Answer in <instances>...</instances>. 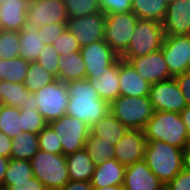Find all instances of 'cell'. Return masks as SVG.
Instances as JSON below:
<instances>
[{"label":"cell","mask_w":190,"mask_h":190,"mask_svg":"<svg viewBox=\"0 0 190 190\" xmlns=\"http://www.w3.org/2000/svg\"><path fill=\"white\" fill-rule=\"evenodd\" d=\"M69 100L66 114L90 127L110 112V104L100 98L88 79L66 83Z\"/></svg>","instance_id":"cell-1"},{"label":"cell","mask_w":190,"mask_h":190,"mask_svg":"<svg viewBox=\"0 0 190 190\" xmlns=\"http://www.w3.org/2000/svg\"><path fill=\"white\" fill-rule=\"evenodd\" d=\"M144 160L150 170L167 185L184 168L183 149L156 139H146Z\"/></svg>","instance_id":"cell-2"},{"label":"cell","mask_w":190,"mask_h":190,"mask_svg":"<svg viewBox=\"0 0 190 190\" xmlns=\"http://www.w3.org/2000/svg\"><path fill=\"white\" fill-rule=\"evenodd\" d=\"M146 139H156L185 150L190 142V135L180 113L154 111L143 129Z\"/></svg>","instance_id":"cell-3"},{"label":"cell","mask_w":190,"mask_h":190,"mask_svg":"<svg viewBox=\"0 0 190 190\" xmlns=\"http://www.w3.org/2000/svg\"><path fill=\"white\" fill-rule=\"evenodd\" d=\"M33 176L46 190H61L68 182L66 155L40 150L30 159Z\"/></svg>","instance_id":"cell-4"},{"label":"cell","mask_w":190,"mask_h":190,"mask_svg":"<svg viewBox=\"0 0 190 190\" xmlns=\"http://www.w3.org/2000/svg\"><path fill=\"white\" fill-rule=\"evenodd\" d=\"M110 112L128 129L143 130L154 110L149 96L120 95L110 104Z\"/></svg>","instance_id":"cell-5"},{"label":"cell","mask_w":190,"mask_h":190,"mask_svg":"<svg viewBox=\"0 0 190 190\" xmlns=\"http://www.w3.org/2000/svg\"><path fill=\"white\" fill-rule=\"evenodd\" d=\"M164 36L162 23L139 19L129 46L120 57L132 59L160 50Z\"/></svg>","instance_id":"cell-6"},{"label":"cell","mask_w":190,"mask_h":190,"mask_svg":"<svg viewBox=\"0 0 190 190\" xmlns=\"http://www.w3.org/2000/svg\"><path fill=\"white\" fill-rule=\"evenodd\" d=\"M32 94L33 105L47 123L66 114L69 100L66 83L56 79Z\"/></svg>","instance_id":"cell-7"},{"label":"cell","mask_w":190,"mask_h":190,"mask_svg":"<svg viewBox=\"0 0 190 190\" xmlns=\"http://www.w3.org/2000/svg\"><path fill=\"white\" fill-rule=\"evenodd\" d=\"M105 42L120 57L128 48L139 18L131 11L105 15Z\"/></svg>","instance_id":"cell-8"},{"label":"cell","mask_w":190,"mask_h":190,"mask_svg":"<svg viewBox=\"0 0 190 190\" xmlns=\"http://www.w3.org/2000/svg\"><path fill=\"white\" fill-rule=\"evenodd\" d=\"M68 20L64 0H29L21 31H31L51 23H66Z\"/></svg>","instance_id":"cell-9"},{"label":"cell","mask_w":190,"mask_h":190,"mask_svg":"<svg viewBox=\"0 0 190 190\" xmlns=\"http://www.w3.org/2000/svg\"><path fill=\"white\" fill-rule=\"evenodd\" d=\"M48 125L57 134L62 145L63 155L75 153L85 148L86 139L90 134V126L78 118L65 114Z\"/></svg>","instance_id":"cell-10"},{"label":"cell","mask_w":190,"mask_h":190,"mask_svg":"<svg viewBox=\"0 0 190 190\" xmlns=\"http://www.w3.org/2000/svg\"><path fill=\"white\" fill-rule=\"evenodd\" d=\"M154 111L180 113L186 106V100L175 78L153 83L149 92Z\"/></svg>","instance_id":"cell-11"},{"label":"cell","mask_w":190,"mask_h":190,"mask_svg":"<svg viewBox=\"0 0 190 190\" xmlns=\"http://www.w3.org/2000/svg\"><path fill=\"white\" fill-rule=\"evenodd\" d=\"M105 20L104 13L70 18L66 22V29L77 39L80 47H84L104 40Z\"/></svg>","instance_id":"cell-12"},{"label":"cell","mask_w":190,"mask_h":190,"mask_svg":"<svg viewBox=\"0 0 190 190\" xmlns=\"http://www.w3.org/2000/svg\"><path fill=\"white\" fill-rule=\"evenodd\" d=\"M161 50L173 78L186 72L190 58V36H164Z\"/></svg>","instance_id":"cell-13"},{"label":"cell","mask_w":190,"mask_h":190,"mask_svg":"<svg viewBox=\"0 0 190 190\" xmlns=\"http://www.w3.org/2000/svg\"><path fill=\"white\" fill-rule=\"evenodd\" d=\"M80 53L86 64V79L100 77L119 58L105 40L81 47Z\"/></svg>","instance_id":"cell-14"},{"label":"cell","mask_w":190,"mask_h":190,"mask_svg":"<svg viewBox=\"0 0 190 190\" xmlns=\"http://www.w3.org/2000/svg\"><path fill=\"white\" fill-rule=\"evenodd\" d=\"M128 61L135 71L151 85L173 78L168 70L162 50L149 53L145 56L123 59Z\"/></svg>","instance_id":"cell-15"},{"label":"cell","mask_w":190,"mask_h":190,"mask_svg":"<svg viewBox=\"0 0 190 190\" xmlns=\"http://www.w3.org/2000/svg\"><path fill=\"white\" fill-rule=\"evenodd\" d=\"M146 138L143 130L128 129L121 140L115 144V159L124 166H129L144 158Z\"/></svg>","instance_id":"cell-16"},{"label":"cell","mask_w":190,"mask_h":190,"mask_svg":"<svg viewBox=\"0 0 190 190\" xmlns=\"http://www.w3.org/2000/svg\"><path fill=\"white\" fill-rule=\"evenodd\" d=\"M123 186L125 190H162L164 184L143 159L126 166Z\"/></svg>","instance_id":"cell-17"},{"label":"cell","mask_w":190,"mask_h":190,"mask_svg":"<svg viewBox=\"0 0 190 190\" xmlns=\"http://www.w3.org/2000/svg\"><path fill=\"white\" fill-rule=\"evenodd\" d=\"M165 36L190 34V0H176L167 7L162 23Z\"/></svg>","instance_id":"cell-18"},{"label":"cell","mask_w":190,"mask_h":190,"mask_svg":"<svg viewBox=\"0 0 190 190\" xmlns=\"http://www.w3.org/2000/svg\"><path fill=\"white\" fill-rule=\"evenodd\" d=\"M119 86L122 96H149L151 84L141 78L132 65L119 57Z\"/></svg>","instance_id":"cell-19"},{"label":"cell","mask_w":190,"mask_h":190,"mask_svg":"<svg viewBox=\"0 0 190 190\" xmlns=\"http://www.w3.org/2000/svg\"><path fill=\"white\" fill-rule=\"evenodd\" d=\"M29 0H0V30H22L28 11Z\"/></svg>","instance_id":"cell-20"},{"label":"cell","mask_w":190,"mask_h":190,"mask_svg":"<svg viewBox=\"0 0 190 190\" xmlns=\"http://www.w3.org/2000/svg\"><path fill=\"white\" fill-rule=\"evenodd\" d=\"M126 166L119 163L115 158L107 159L96 165L90 180L94 188L123 185Z\"/></svg>","instance_id":"cell-21"},{"label":"cell","mask_w":190,"mask_h":190,"mask_svg":"<svg viewBox=\"0 0 190 190\" xmlns=\"http://www.w3.org/2000/svg\"><path fill=\"white\" fill-rule=\"evenodd\" d=\"M97 90L101 99L111 104L120 96L119 86V58L107 67V71L96 79H88Z\"/></svg>","instance_id":"cell-22"},{"label":"cell","mask_w":190,"mask_h":190,"mask_svg":"<svg viewBox=\"0 0 190 190\" xmlns=\"http://www.w3.org/2000/svg\"><path fill=\"white\" fill-rule=\"evenodd\" d=\"M0 104L22 109L33 104V94L21 83L0 80Z\"/></svg>","instance_id":"cell-23"},{"label":"cell","mask_w":190,"mask_h":190,"mask_svg":"<svg viewBox=\"0 0 190 190\" xmlns=\"http://www.w3.org/2000/svg\"><path fill=\"white\" fill-rule=\"evenodd\" d=\"M69 181H90L95 171V165L85 148L66 155Z\"/></svg>","instance_id":"cell-24"},{"label":"cell","mask_w":190,"mask_h":190,"mask_svg":"<svg viewBox=\"0 0 190 190\" xmlns=\"http://www.w3.org/2000/svg\"><path fill=\"white\" fill-rule=\"evenodd\" d=\"M90 129L95 136L103 138L113 145L117 144L128 130L111 112L102 117Z\"/></svg>","instance_id":"cell-25"},{"label":"cell","mask_w":190,"mask_h":190,"mask_svg":"<svg viewBox=\"0 0 190 190\" xmlns=\"http://www.w3.org/2000/svg\"><path fill=\"white\" fill-rule=\"evenodd\" d=\"M86 79V64L80 52H71L59 59V81L68 83Z\"/></svg>","instance_id":"cell-26"},{"label":"cell","mask_w":190,"mask_h":190,"mask_svg":"<svg viewBox=\"0 0 190 190\" xmlns=\"http://www.w3.org/2000/svg\"><path fill=\"white\" fill-rule=\"evenodd\" d=\"M132 12L139 18L163 23L168 4L165 0H131Z\"/></svg>","instance_id":"cell-27"},{"label":"cell","mask_w":190,"mask_h":190,"mask_svg":"<svg viewBox=\"0 0 190 190\" xmlns=\"http://www.w3.org/2000/svg\"><path fill=\"white\" fill-rule=\"evenodd\" d=\"M37 134L25 132L12 139L11 158L30 160L39 151Z\"/></svg>","instance_id":"cell-28"},{"label":"cell","mask_w":190,"mask_h":190,"mask_svg":"<svg viewBox=\"0 0 190 190\" xmlns=\"http://www.w3.org/2000/svg\"><path fill=\"white\" fill-rule=\"evenodd\" d=\"M30 62L18 56L13 59H0V80L23 84Z\"/></svg>","instance_id":"cell-29"},{"label":"cell","mask_w":190,"mask_h":190,"mask_svg":"<svg viewBox=\"0 0 190 190\" xmlns=\"http://www.w3.org/2000/svg\"><path fill=\"white\" fill-rule=\"evenodd\" d=\"M20 57L28 62H36L40 51L44 49L45 44L38 33V28L31 31H20Z\"/></svg>","instance_id":"cell-30"},{"label":"cell","mask_w":190,"mask_h":190,"mask_svg":"<svg viewBox=\"0 0 190 190\" xmlns=\"http://www.w3.org/2000/svg\"><path fill=\"white\" fill-rule=\"evenodd\" d=\"M114 148L115 145L111 144V142L95 136L91 131L85 143V149L95 166L107 159L114 158Z\"/></svg>","instance_id":"cell-31"},{"label":"cell","mask_w":190,"mask_h":190,"mask_svg":"<svg viewBox=\"0 0 190 190\" xmlns=\"http://www.w3.org/2000/svg\"><path fill=\"white\" fill-rule=\"evenodd\" d=\"M0 131L12 139L23 133L18 107L0 104Z\"/></svg>","instance_id":"cell-32"},{"label":"cell","mask_w":190,"mask_h":190,"mask_svg":"<svg viewBox=\"0 0 190 190\" xmlns=\"http://www.w3.org/2000/svg\"><path fill=\"white\" fill-rule=\"evenodd\" d=\"M33 176L30 160L10 158L2 185L27 183Z\"/></svg>","instance_id":"cell-33"},{"label":"cell","mask_w":190,"mask_h":190,"mask_svg":"<svg viewBox=\"0 0 190 190\" xmlns=\"http://www.w3.org/2000/svg\"><path fill=\"white\" fill-rule=\"evenodd\" d=\"M56 80L48 71L41 67L37 62H30V66L24 79L23 85L34 93L44 86L51 84Z\"/></svg>","instance_id":"cell-34"},{"label":"cell","mask_w":190,"mask_h":190,"mask_svg":"<svg viewBox=\"0 0 190 190\" xmlns=\"http://www.w3.org/2000/svg\"><path fill=\"white\" fill-rule=\"evenodd\" d=\"M21 127L23 131L39 134V132L48 124L43 116L32 104L20 109Z\"/></svg>","instance_id":"cell-35"},{"label":"cell","mask_w":190,"mask_h":190,"mask_svg":"<svg viewBox=\"0 0 190 190\" xmlns=\"http://www.w3.org/2000/svg\"><path fill=\"white\" fill-rule=\"evenodd\" d=\"M20 56L19 32L0 30V59Z\"/></svg>","instance_id":"cell-36"},{"label":"cell","mask_w":190,"mask_h":190,"mask_svg":"<svg viewBox=\"0 0 190 190\" xmlns=\"http://www.w3.org/2000/svg\"><path fill=\"white\" fill-rule=\"evenodd\" d=\"M68 18H78L102 13L98 0H64Z\"/></svg>","instance_id":"cell-37"},{"label":"cell","mask_w":190,"mask_h":190,"mask_svg":"<svg viewBox=\"0 0 190 190\" xmlns=\"http://www.w3.org/2000/svg\"><path fill=\"white\" fill-rule=\"evenodd\" d=\"M60 55L55 51L52 45H45L40 51L36 62L48 71L53 77L59 80V59Z\"/></svg>","instance_id":"cell-38"},{"label":"cell","mask_w":190,"mask_h":190,"mask_svg":"<svg viewBox=\"0 0 190 190\" xmlns=\"http://www.w3.org/2000/svg\"><path fill=\"white\" fill-rule=\"evenodd\" d=\"M38 138L40 150L52 154H63L60 140L57 134L48 124L39 132Z\"/></svg>","instance_id":"cell-39"},{"label":"cell","mask_w":190,"mask_h":190,"mask_svg":"<svg viewBox=\"0 0 190 190\" xmlns=\"http://www.w3.org/2000/svg\"><path fill=\"white\" fill-rule=\"evenodd\" d=\"M52 46L60 57L71 52H80L81 48L77 39L67 29L52 43Z\"/></svg>","instance_id":"cell-40"},{"label":"cell","mask_w":190,"mask_h":190,"mask_svg":"<svg viewBox=\"0 0 190 190\" xmlns=\"http://www.w3.org/2000/svg\"><path fill=\"white\" fill-rule=\"evenodd\" d=\"M98 4L105 15L132 11L131 0H98Z\"/></svg>","instance_id":"cell-41"},{"label":"cell","mask_w":190,"mask_h":190,"mask_svg":"<svg viewBox=\"0 0 190 190\" xmlns=\"http://www.w3.org/2000/svg\"><path fill=\"white\" fill-rule=\"evenodd\" d=\"M66 29V23H51L38 28V33L45 45H52Z\"/></svg>","instance_id":"cell-42"},{"label":"cell","mask_w":190,"mask_h":190,"mask_svg":"<svg viewBox=\"0 0 190 190\" xmlns=\"http://www.w3.org/2000/svg\"><path fill=\"white\" fill-rule=\"evenodd\" d=\"M166 186L171 190H190V171L183 168Z\"/></svg>","instance_id":"cell-43"},{"label":"cell","mask_w":190,"mask_h":190,"mask_svg":"<svg viewBox=\"0 0 190 190\" xmlns=\"http://www.w3.org/2000/svg\"><path fill=\"white\" fill-rule=\"evenodd\" d=\"M6 190H46L43 183L36 177H32L27 183H13V185H2Z\"/></svg>","instance_id":"cell-44"},{"label":"cell","mask_w":190,"mask_h":190,"mask_svg":"<svg viewBox=\"0 0 190 190\" xmlns=\"http://www.w3.org/2000/svg\"><path fill=\"white\" fill-rule=\"evenodd\" d=\"M182 94L185 97L187 105H190V73L185 72L177 77H175Z\"/></svg>","instance_id":"cell-45"},{"label":"cell","mask_w":190,"mask_h":190,"mask_svg":"<svg viewBox=\"0 0 190 190\" xmlns=\"http://www.w3.org/2000/svg\"><path fill=\"white\" fill-rule=\"evenodd\" d=\"M12 138L0 131V156L11 158Z\"/></svg>","instance_id":"cell-46"},{"label":"cell","mask_w":190,"mask_h":190,"mask_svg":"<svg viewBox=\"0 0 190 190\" xmlns=\"http://www.w3.org/2000/svg\"><path fill=\"white\" fill-rule=\"evenodd\" d=\"M61 190H94L90 181H69Z\"/></svg>","instance_id":"cell-47"},{"label":"cell","mask_w":190,"mask_h":190,"mask_svg":"<svg viewBox=\"0 0 190 190\" xmlns=\"http://www.w3.org/2000/svg\"><path fill=\"white\" fill-rule=\"evenodd\" d=\"M181 118L187 127L188 133L190 135V105H187L181 112Z\"/></svg>","instance_id":"cell-48"},{"label":"cell","mask_w":190,"mask_h":190,"mask_svg":"<svg viewBox=\"0 0 190 190\" xmlns=\"http://www.w3.org/2000/svg\"><path fill=\"white\" fill-rule=\"evenodd\" d=\"M9 160H10L9 158L0 156V186H2L3 184V179L9 164Z\"/></svg>","instance_id":"cell-49"},{"label":"cell","mask_w":190,"mask_h":190,"mask_svg":"<svg viewBox=\"0 0 190 190\" xmlns=\"http://www.w3.org/2000/svg\"><path fill=\"white\" fill-rule=\"evenodd\" d=\"M184 168L190 171V142L184 151Z\"/></svg>","instance_id":"cell-50"},{"label":"cell","mask_w":190,"mask_h":190,"mask_svg":"<svg viewBox=\"0 0 190 190\" xmlns=\"http://www.w3.org/2000/svg\"><path fill=\"white\" fill-rule=\"evenodd\" d=\"M94 190H125L123 185L106 186L103 188H94Z\"/></svg>","instance_id":"cell-51"},{"label":"cell","mask_w":190,"mask_h":190,"mask_svg":"<svg viewBox=\"0 0 190 190\" xmlns=\"http://www.w3.org/2000/svg\"><path fill=\"white\" fill-rule=\"evenodd\" d=\"M186 72L190 73V58H189V61H188V64H187Z\"/></svg>","instance_id":"cell-52"},{"label":"cell","mask_w":190,"mask_h":190,"mask_svg":"<svg viewBox=\"0 0 190 190\" xmlns=\"http://www.w3.org/2000/svg\"><path fill=\"white\" fill-rule=\"evenodd\" d=\"M176 0H165V2L169 5L170 3H173Z\"/></svg>","instance_id":"cell-53"},{"label":"cell","mask_w":190,"mask_h":190,"mask_svg":"<svg viewBox=\"0 0 190 190\" xmlns=\"http://www.w3.org/2000/svg\"><path fill=\"white\" fill-rule=\"evenodd\" d=\"M162 190H171L166 185L163 186Z\"/></svg>","instance_id":"cell-54"},{"label":"cell","mask_w":190,"mask_h":190,"mask_svg":"<svg viewBox=\"0 0 190 190\" xmlns=\"http://www.w3.org/2000/svg\"><path fill=\"white\" fill-rule=\"evenodd\" d=\"M0 190H6L4 186H0Z\"/></svg>","instance_id":"cell-55"}]
</instances>
